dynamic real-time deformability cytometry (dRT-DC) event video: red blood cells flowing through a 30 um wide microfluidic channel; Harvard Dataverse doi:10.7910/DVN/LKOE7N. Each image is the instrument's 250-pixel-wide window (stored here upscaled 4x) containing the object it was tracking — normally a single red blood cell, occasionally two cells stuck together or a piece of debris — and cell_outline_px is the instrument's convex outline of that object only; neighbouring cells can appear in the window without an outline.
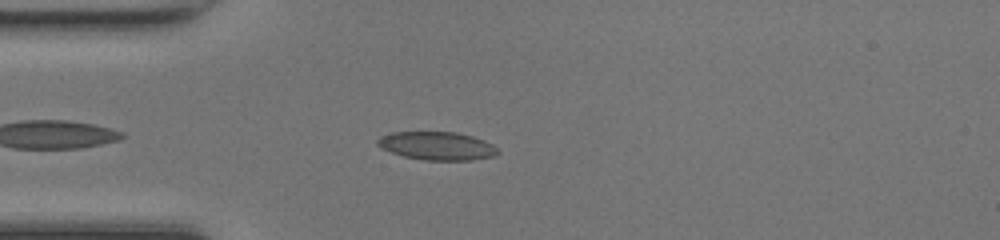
{"species": "common noctule bat (a hibernating species)", "species_latin": "Nyctalus noctula", "temperature_condition": "room temperature", "stored_images_in_passage": 37, "camera_frame_rate_fps": 3000, "um_per_image_px": 0.085, "animal": {"sex": "female", "body_mass_g": 17.0, "forearm_length_mm": 48.0}, "frame": {"image": 1, "passage_image": 2, "time_ms": 0.333, "image_size_px": [1000, 240], "cell_outline_px": [[500, 152], [496, 156], [472, 160], [424, 160], [404, 156], [380, 148], [376, 144], [376, 140], [380, 136], [392, 132], [456, 132], [472, 136], [484, 140], [492, 144]], "centroid_in_image_um": [37.14, 12.4], "position_along_channel_um": 47.9, "area_um2": 19.88}}
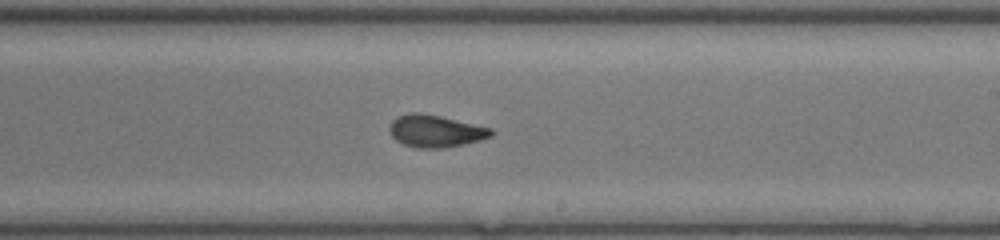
{"frame": {"image": 2, "passage_image": 17, "time_ms": 5.333, "image_size_px": [1000, 240], "cell_outline_px": [[496, 132], [492, 136], [480, 140], [464, 144], [444, 148], [416, 148], [404, 144], [396, 140], [392, 136], [388, 128], [392, 120], [396, 116], [412, 112], [416, 112], [440, 116], [492, 128]], "centroid_in_image_um": [37.02, 11.14], "position_along_channel_um": 252.0, "area_um2": 19.19}}
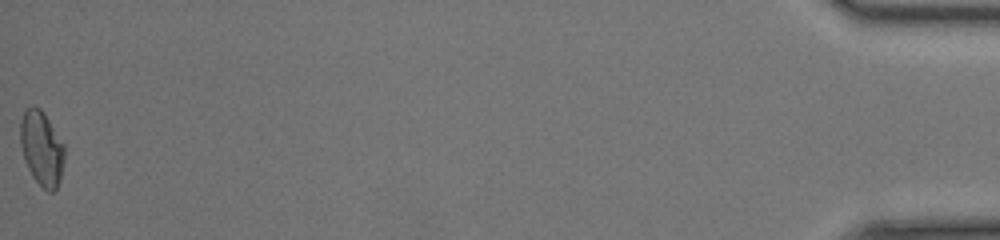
{"frame": {"image": 3, "passage_image": 37, "time_ms": 12.0, "image_size_px": [1000, 240], "cell_outline_px": [[64, 160], [60, 180], [56, 188], [52, 192], [48, 192], [32, 176], [24, 160], [20, 144], [20, 120], [24, 112], [28, 108], [40, 108], [44, 112], [64, 144]], "centroid_in_image_um": [3.54, 12.61], "position_along_channel_um": 431.7, "area_um2": 19.07}, "authors_computed_cell_mechanics": {"area_um2": 19.1318, "velocity_mm_per_s": 4.3287, "shape_relaxation_time_tau1_ms": null, "shape_relaxation_time_tau2_ms": 1.2611, "deformation_change_tau1": null, "deformation_change_tau2": 0.0646}}